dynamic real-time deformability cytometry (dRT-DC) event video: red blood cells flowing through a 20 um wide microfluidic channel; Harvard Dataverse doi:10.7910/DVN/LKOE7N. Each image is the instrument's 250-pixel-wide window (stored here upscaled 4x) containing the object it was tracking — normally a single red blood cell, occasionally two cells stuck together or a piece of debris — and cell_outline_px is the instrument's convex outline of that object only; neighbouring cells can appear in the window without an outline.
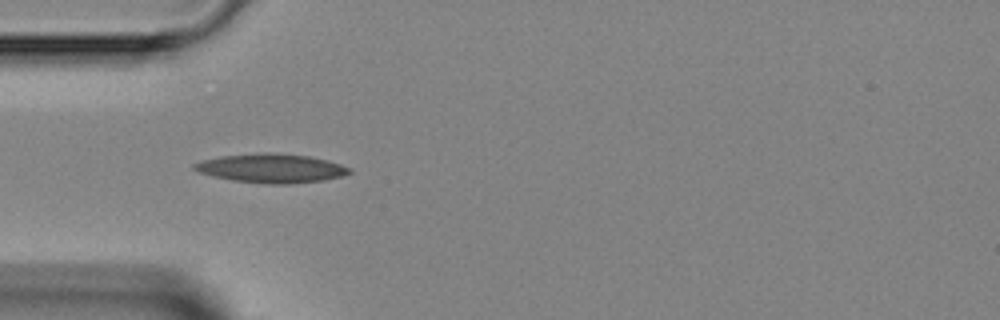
{"species": "Egyptian fruit bat (a non-hibernating species)", "species_latin": "Rousettus aegyptiacus", "temperature_condition": "room temperature", "stored_images_in_passage": 1, "camera_frame_rate_fps": 3000, "um_per_image_px": 0.085, "animal": {"sex": "female"}, "frame": {"image": 1, "passage_image": 1, "time_ms": 0.0, "image_size_px": [1000, 320], "cell_outline_px": [[352, 172], [344, 176], [324, 180], [292, 184], [268, 184], [232, 180], [212, 176], [196, 172], [192, 168], [192, 164], [204, 160], [220, 156], [264, 152], [268, 152], [308, 156], [340, 164], [352, 168]], "centroid_in_image_um": [23.05, 14.31], "position_along_channel_um": 62.0, "area_um2": 26.3}}